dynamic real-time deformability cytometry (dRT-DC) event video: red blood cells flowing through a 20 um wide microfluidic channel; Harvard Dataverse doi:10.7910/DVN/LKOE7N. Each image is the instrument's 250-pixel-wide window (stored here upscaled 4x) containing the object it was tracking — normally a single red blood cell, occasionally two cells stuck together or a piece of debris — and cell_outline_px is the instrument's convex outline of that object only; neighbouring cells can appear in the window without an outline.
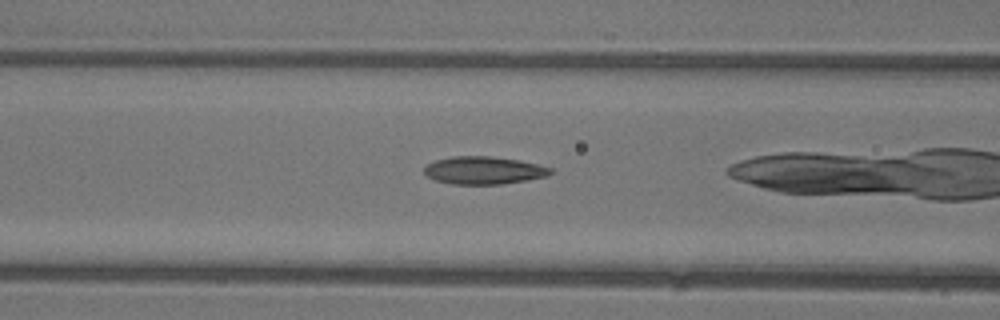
{"species": "common noctule bat (a hibernating species)", "species_latin": "Nyctalus noctula", "temperature_condition": "warm", "stored_images_in_passage": 25, "camera_frame_rate_fps": 3000, "um_per_image_px": 0.085, "animal": {"sex": "female"}, "frame": {"image": 1, "passage_image": 8, "time_ms": 2.333, "image_size_px": [1000, 320], "cell_outline_px": [[552, 172], [548, 176], [528, 180], [500, 184], [452, 184], [436, 180], [428, 176], [424, 172], [424, 168], [428, 164], [436, 160], [452, 156], [492, 156], [520, 160], [552, 168]], "centroid_in_image_um": [41.14, 14.47], "position_along_channel_um": 125.5, "area_um2": 20.35}}